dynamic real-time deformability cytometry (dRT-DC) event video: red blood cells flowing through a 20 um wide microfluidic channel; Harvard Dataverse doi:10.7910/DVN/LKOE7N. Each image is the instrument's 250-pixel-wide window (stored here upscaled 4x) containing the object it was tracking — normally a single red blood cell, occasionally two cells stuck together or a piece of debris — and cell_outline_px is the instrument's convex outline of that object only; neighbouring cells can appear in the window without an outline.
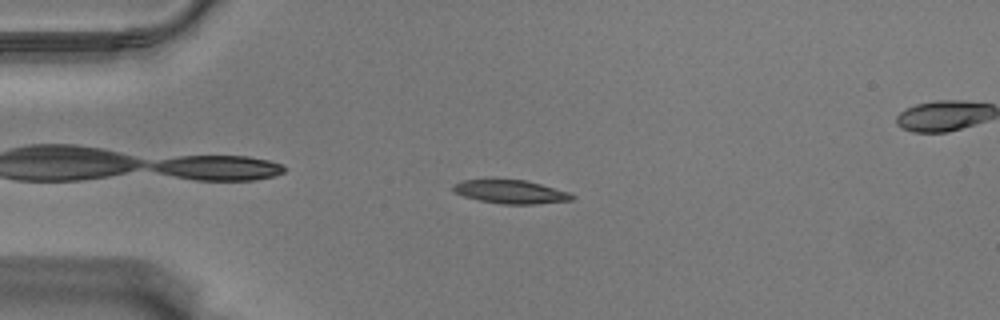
{"species": "Egyptian fruit bat (a non-hibernating species)", "species_latin": "Rousettus aegyptiacus", "temperature_condition": "warm", "stored_images_in_passage": 51, "camera_frame_rate_fps": 3000, "um_per_image_px": 0.085, "animal": {"sex": "male"}, "frame": {"image": 1, "passage_image": 8, "time_ms": 2.333, "image_size_px": [1000, 320], "cell_outline_px": [[576, 196], [572, 200], [536, 204], [504, 204], [480, 200], [464, 196], [452, 192], [452, 188], [456, 184], [464, 180], [524, 180], [540, 184], [568, 192]], "centroid_in_image_um": [43.42, 16.31], "position_along_channel_um": 41.6, "area_um2": 15.95}}
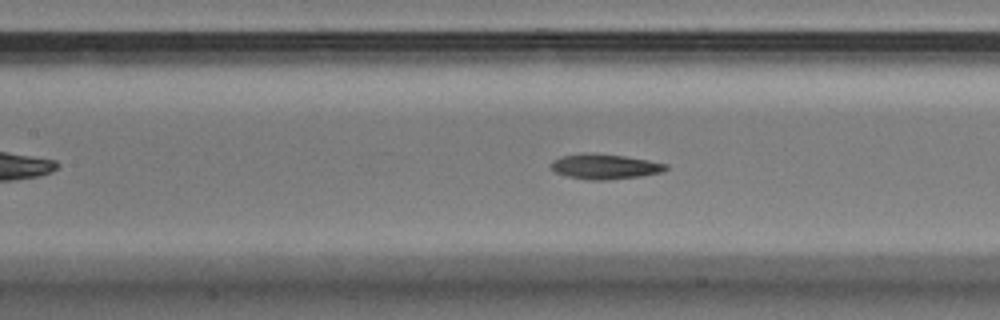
{"frame": {"image": 2, "passage_image": 20, "time_ms": 6.333, "image_size_px": [1000, 320], "cell_outline_px": [[668, 168], [660, 172], [640, 176], [604, 180], [588, 180], [568, 176], [556, 172], [552, 168], [552, 160], [564, 156], [584, 152], [624, 156], [648, 160], [668, 164]], "centroid_in_image_um": [51.41, 14.15], "position_along_channel_um": 156.0, "area_um2": 16.53}}
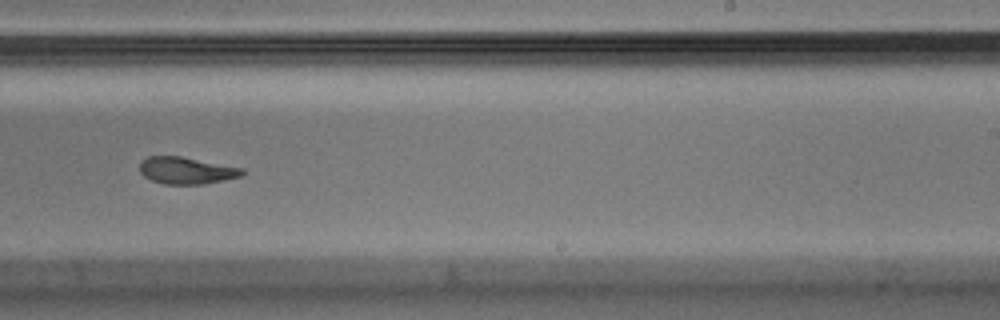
{"frame": {"image": 3, "passage_image": 30, "time_ms": 9.667, "image_size_px": [1000, 320], "cell_outline_px": [[244, 172], [240, 176], [224, 180], [204, 184], [164, 184], [152, 180], [144, 176], [140, 172], [140, 164], [148, 156], [180, 156], [244, 168]], "centroid_in_image_um": [15.85, 14.49], "position_along_channel_um": 273.1, "area_um2": 15.95}, "authors_computed_cell_mechanics": {"area_um2": 16.8776, "velocity_mm_per_s": 3.5251, "shape_relaxation_time_tau1_ms": null, "shape_relaxation_time_tau2_ms": 4.3239, "deformation_change_tau1": null, "deformation_change_tau2": 0.1136}}